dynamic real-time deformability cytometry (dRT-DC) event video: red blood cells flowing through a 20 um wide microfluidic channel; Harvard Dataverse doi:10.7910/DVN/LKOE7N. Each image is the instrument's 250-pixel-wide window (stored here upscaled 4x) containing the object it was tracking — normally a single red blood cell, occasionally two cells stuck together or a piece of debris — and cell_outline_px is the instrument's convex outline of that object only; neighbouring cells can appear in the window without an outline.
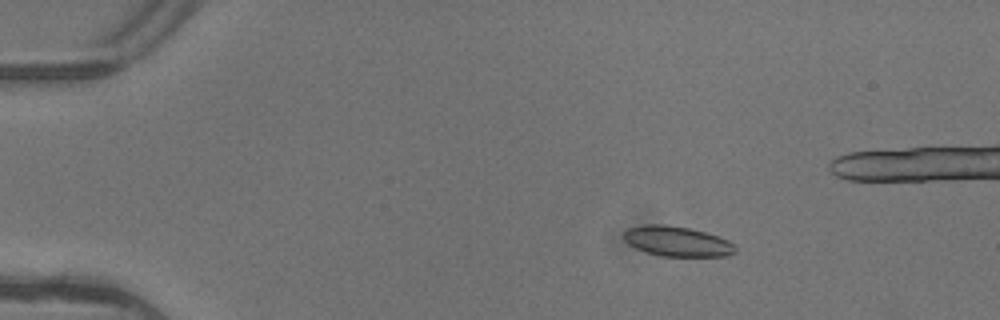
{"species": "common noctule bat (a hibernating species)", "species_latin": "Nyctalus noctula", "temperature_condition": "warm", "stored_images_in_passage": 5, "camera_frame_rate_fps": 3000, "um_per_image_px": 0.085, "animal": {"sex": "female"}, "frame": {"image": 1, "passage_image": 2, "time_ms": 0.333, "image_size_px": [1000, 320], "cell_outline_px": [[736, 252], [728, 256], [660, 256], [636, 248], [628, 244], [624, 240], [624, 232], [628, 228], [644, 224], [664, 224], [688, 228], [704, 232], [728, 240], [736, 248]], "centroid_in_image_um": [57.53, 20.51], "position_along_channel_um": 27.5, "area_um2": 19.42}}